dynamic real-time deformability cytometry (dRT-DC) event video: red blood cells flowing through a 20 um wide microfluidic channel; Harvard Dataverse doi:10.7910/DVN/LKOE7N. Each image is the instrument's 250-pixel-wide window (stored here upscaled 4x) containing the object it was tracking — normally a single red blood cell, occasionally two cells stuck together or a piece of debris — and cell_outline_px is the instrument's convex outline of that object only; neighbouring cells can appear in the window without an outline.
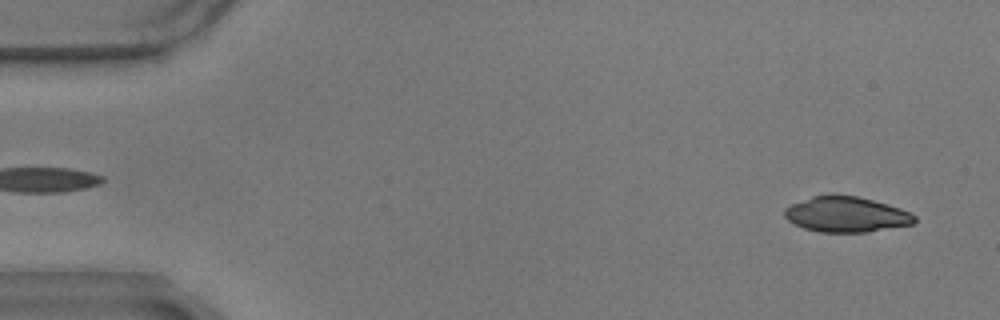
{"species": "common noctule bat (a hibernating species)", "species_latin": "Nyctalus noctula", "temperature_condition": "warm", "stored_images_in_passage": 57, "camera_frame_rate_fps": 3000, "um_per_image_px": 0.085, "animal": {"sex": "male", "body_mass_g": 17.9}, "frame": {"image": 1, "passage_image": 3, "time_ms": 0.667, "image_size_px": [1000, 320], "cell_outline_px": [[916, 220], [912, 224], [868, 232], [820, 232], [804, 228], [788, 220], [784, 216], [784, 208], [792, 204], [812, 196], [828, 192], [836, 192], [856, 196], [888, 204], [900, 208], [916, 216]], "centroid_in_image_um": [71.9, 18.19], "position_along_channel_um": 13.1, "area_um2": 27.17}}
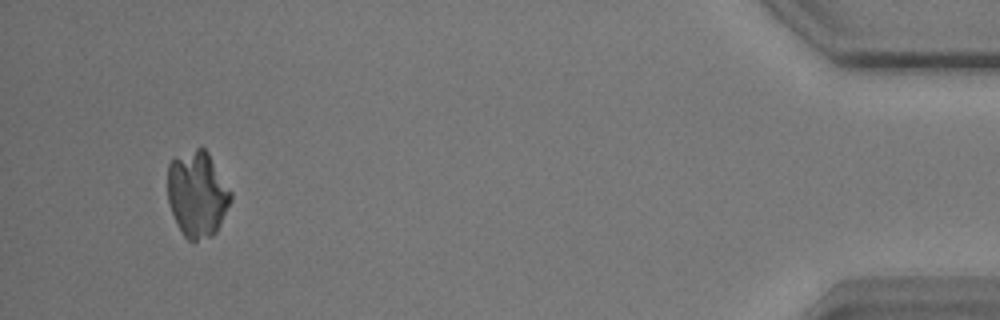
{"frame": {"image": 2, "passage_image": 54, "time_ms": 17.667, "image_size_px": [1000, 320], "cell_outline_px": [[232, 200], [216, 232], [212, 236], [192, 244], [184, 236], [172, 212], [168, 200], [168, 164], [176, 156], [196, 148], [204, 148], [208, 152], [232, 192]], "centroid_in_image_um": [16.78, 16.52], "position_along_channel_um": 418.4, "area_um2": 31.73}}